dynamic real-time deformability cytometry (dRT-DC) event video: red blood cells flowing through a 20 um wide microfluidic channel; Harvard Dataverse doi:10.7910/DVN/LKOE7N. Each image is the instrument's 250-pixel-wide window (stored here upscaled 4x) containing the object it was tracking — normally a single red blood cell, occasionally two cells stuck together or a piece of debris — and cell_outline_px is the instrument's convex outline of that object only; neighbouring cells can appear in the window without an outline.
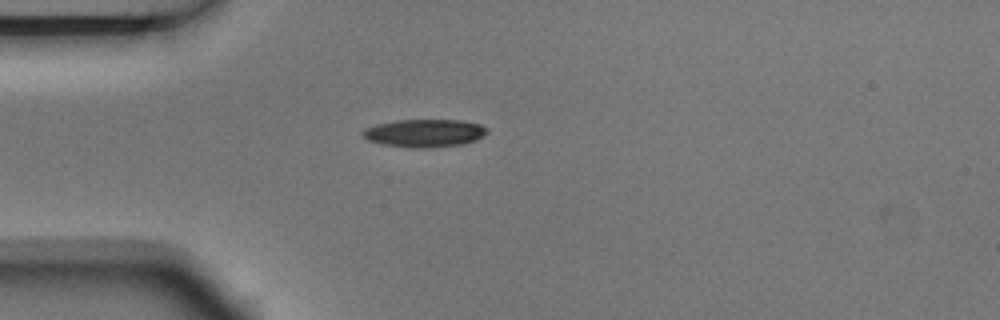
{"species": "Egyptian fruit bat (a non-hibernating species)", "species_latin": "Rousettus aegyptiacus", "temperature_condition": "room temperature", "stored_images_in_passage": 7, "camera_frame_rate_fps": 3000, "um_per_image_px": 0.085, "animal": {"sex": "male"}, "frame": {"image": 1, "passage_image": 7, "time_ms": 2.0, "image_size_px": [1000, 320], "cell_outline_px": [[488, 132], [484, 136], [476, 140], [464, 144], [424, 148], [412, 148], [380, 144], [368, 140], [360, 136], [360, 132], [364, 128], [376, 124], [396, 120], [460, 120], [480, 124], [488, 128]], "centroid_in_image_um": [36.05, 11.31], "position_along_channel_um": 49.0, "area_um2": 20.52}}